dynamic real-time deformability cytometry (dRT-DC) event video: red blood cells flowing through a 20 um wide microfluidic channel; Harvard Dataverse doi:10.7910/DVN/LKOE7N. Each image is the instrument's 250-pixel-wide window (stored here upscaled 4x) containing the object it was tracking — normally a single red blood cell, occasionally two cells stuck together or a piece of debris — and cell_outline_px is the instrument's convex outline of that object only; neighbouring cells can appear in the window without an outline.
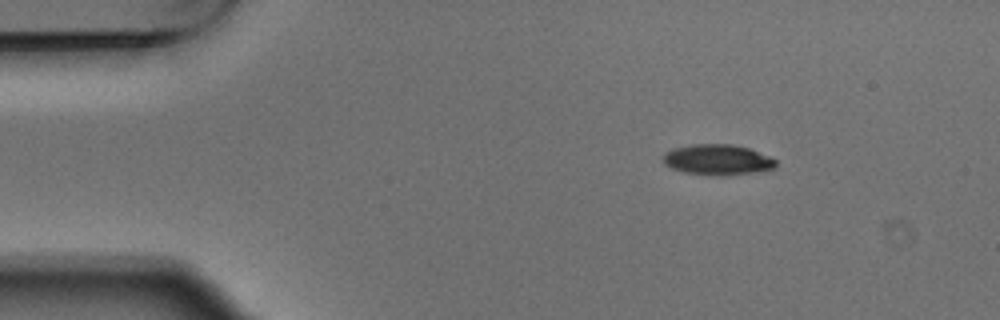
{"species": "Egyptian fruit bat (a non-hibernating species)", "species_latin": "Rousettus aegyptiacus", "temperature_condition": "warm", "stored_images_in_passage": 3, "camera_frame_rate_fps": 3000, "um_per_image_px": 0.085, "animal": {"sex": "male"}, "frame": {"image": 1, "passage_image": 2, "time_ms": 0.333, "image_size_px": [1000, 320], "cell_outline_px": [[776, 168], [760, 172], [728, 176], [708, 176], [684, 172], [672, 168], [664, 164], [664, 152], [676, 148], [692, 144], [732, 144], [748, 148], [768, 156], [776, 160]], "centroid_in_image_um": [61.02, 13.6], "position_along_channel_um": 24.0, "area_um2": 20.35}}